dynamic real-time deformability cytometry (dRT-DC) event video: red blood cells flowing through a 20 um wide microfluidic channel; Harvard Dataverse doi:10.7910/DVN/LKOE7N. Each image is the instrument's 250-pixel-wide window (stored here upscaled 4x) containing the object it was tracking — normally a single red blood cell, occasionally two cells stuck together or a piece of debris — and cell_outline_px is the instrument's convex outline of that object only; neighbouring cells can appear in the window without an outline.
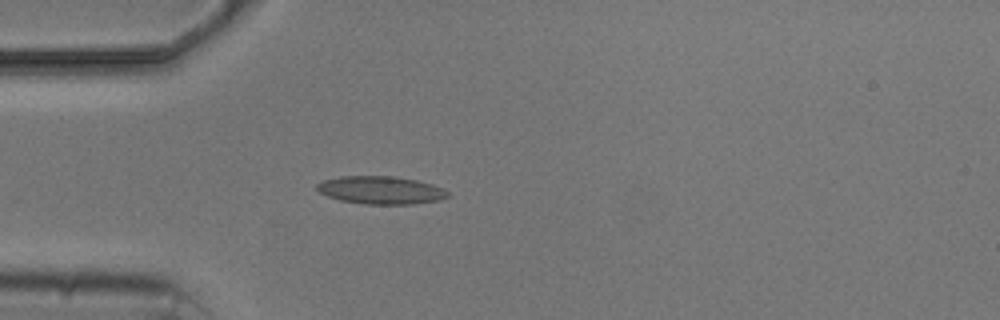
{"species": "common noctule bat (a hibernating species)", "species_latin": "Nyctalus noctula", "temperature_condition": "cold", "stored_images_in_passage": 4, "camera_frame_rate_fps": 3000, "um_per_image_px": 0.085, "animal": {"sex": "male", "body_mass_g": 20.5, "forearm_length_mm": 52.5}, "frame": {"image": 1, "passage_image": 4, "time_ms": 4.667, "image_size_px": [1000, 320], "cell_outline_px": [[448, 196], [440, 200], [412, 204], [364, 204], [340, 200], [328, 196], [320, 192], [316, 188], [316, 184], [324, 180], [340, 176], [392, 176], [416, 180], [432, 184], [444, 188], [448, 192]], "centroid_in_image_um": [32.37, 16.16], "position_along_channel_um": 52.6, "area_um2": 21.21}}